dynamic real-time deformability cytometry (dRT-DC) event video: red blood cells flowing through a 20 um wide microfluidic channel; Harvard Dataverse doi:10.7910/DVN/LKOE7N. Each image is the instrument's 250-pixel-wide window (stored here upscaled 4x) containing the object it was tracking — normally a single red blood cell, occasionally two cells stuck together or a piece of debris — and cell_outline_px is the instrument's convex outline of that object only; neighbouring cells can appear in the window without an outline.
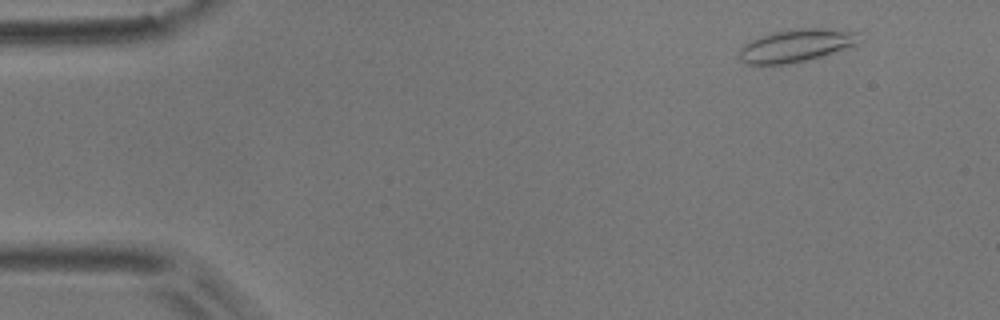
{"species": "common noctule bat (a hibernating species)", "species_latin": "Nyctalus noctula", "temperature_condition": "room temperature", "stored_images_in_passage": 4, "camera_frame_rate_fps": 3000, "um_per_image_px": 0.085, "animal": {"sex": "male", "body_mass_g": 17.9}, "frame": {"image": 1, "passage_image": 2, "time_ms": 0.333, "image_size_px": [1000, 320], "cell_outline_px": [[860, 32], [856, 44], [820, 56], [804, 60], [784, 64], [748, 64], [740, 60], [740, 48], [744, 44], [752, 40], [776, 32], [800, 28], [820, 28]], "centroid_in_image_um": [67.66, 3.87], "position_along_channel_um": 17.3, "area_um2": 22.08}}